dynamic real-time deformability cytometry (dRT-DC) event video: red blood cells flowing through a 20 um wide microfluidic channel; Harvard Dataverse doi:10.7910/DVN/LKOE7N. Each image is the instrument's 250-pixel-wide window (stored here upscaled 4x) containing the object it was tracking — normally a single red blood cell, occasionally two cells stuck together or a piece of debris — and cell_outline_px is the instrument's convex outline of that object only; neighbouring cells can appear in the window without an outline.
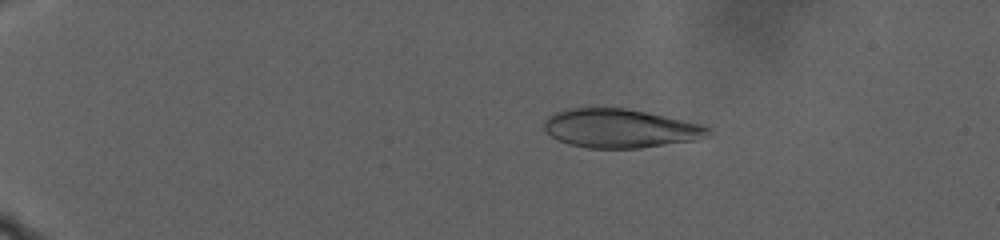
{"species": "human", "species_latin": "Homo sapiens", "temperature_condition": "warm", "stored_images_in_passage": 52, "camera_frame_rate_fps": 3000, "um_per_image_px": 0.085, "donor": {"sex": "male"}, "frame": {"image": 1, "passage_image": 13, "time_ms": 4.0, "image_size_px": [1000, 240], "cell_outline_px": [[712, 136], [692, 140], [640, 148], [588, 148], [568, 144], [552, 136], [544, 128], [544, 120], [548, 116], [564, 108], [624, 108], [644, 112], [700, 124], [712, 128]], "centroid_in_image_um": [52.71, 10.91], "position_along_channel_um": 32.3, "area_um2": 36.82}}
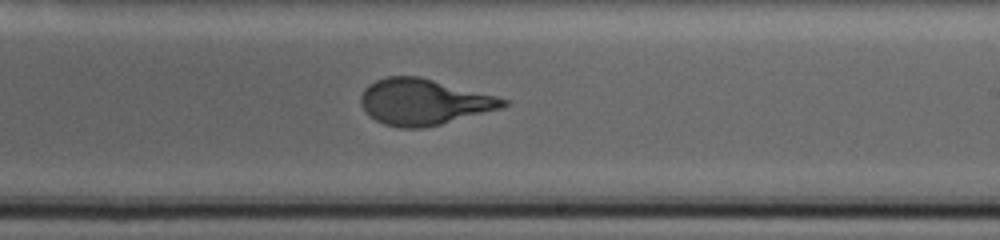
{"frame": {"image": 2, "passage_image": 35, "time_ms": 11.333, "image_size_px": [1000, 240], "cell_outline_px": [[508, 104], [500, 108], [440, 124], [424, 128], [400, 128], [384, 124], [376, 120], [360, 104], [360, 96], [364, 88], [368, 84], [376, 80], [388, 76], [420, 76], [496, 96], [508, 100]], "centroid_in_image_um": [35.98, 8.65], "position_along_channel_um": 253.0, "area_um2": 37.8}}
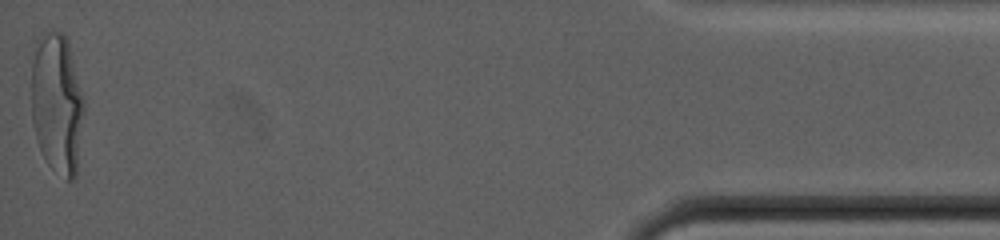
{"frame": {"image": 3, "passage_image": 52, "time_ms": 17.0, "image_size_px": [1000, 240], "cell_outline_px": [[84, 108], [76, 176], [72, 180], [64, 180], [48, 164], [36, 140], [32, 120], [32, 64], [36, 40], [44, 28], [52, 28], [60, 32], [68, 40], [84, 100]], "centroid_in_image_um": [4.84, 8.75], "position_along_channel_um": 430.4, "area_um2": 43.58}, "authors_computed_cell_mechanics": {"area_um2": 38.1191, "velocity_mm_per_s": 4.6584, "shape_relaxation_time_tau1_ms": 4.6116, "shape_relaxation_time_tau2_ms": null, "deformation_change_tau1": 0.2737, "deformation_change_tau2": null}}